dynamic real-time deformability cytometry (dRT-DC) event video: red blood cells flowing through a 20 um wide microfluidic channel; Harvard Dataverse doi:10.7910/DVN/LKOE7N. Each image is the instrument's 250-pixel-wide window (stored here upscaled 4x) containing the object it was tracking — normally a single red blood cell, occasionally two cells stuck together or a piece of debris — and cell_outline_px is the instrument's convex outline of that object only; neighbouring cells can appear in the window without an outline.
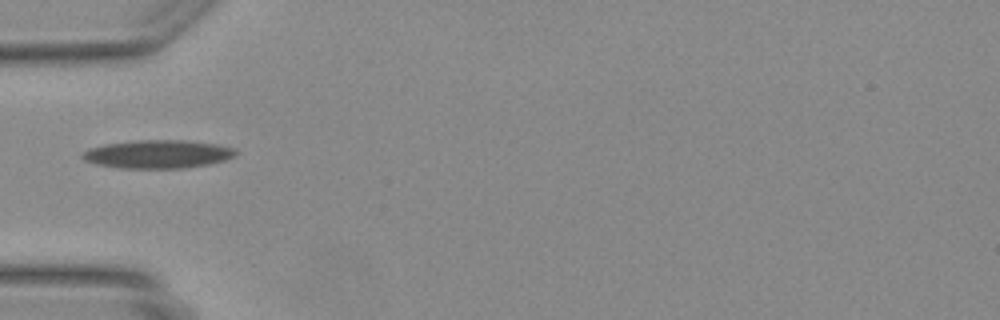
{"species": "Egyptian fruit bat (a non-hibernating species)", "species_latin": "Rousettus aegyptiacus", "temperature_condition": "warm", "stored_images_in_passage": 40, "camera_frame_rate_fps": 3000, "um_per_image_px": 0.085, "animal": {"sex": "female"}, "frame": {"image": 1, "passage_image": 1, "time_ms": 0.0, "image_size_px": [1000, 320], "cell_outline_px": [[240, 152], [236, 156], [224, 160], [208, 164], [184, 168], [120, 168], [96, 164], [84, 160], [80, 156], [88, 148], [104, 144], [136, 140], [184, 140], [216, 144], [236, 148]], "centroid_in_image_um": [13.43, 13.1], "position_along_channel_um": 71.6, "area_um2": 25.43}}